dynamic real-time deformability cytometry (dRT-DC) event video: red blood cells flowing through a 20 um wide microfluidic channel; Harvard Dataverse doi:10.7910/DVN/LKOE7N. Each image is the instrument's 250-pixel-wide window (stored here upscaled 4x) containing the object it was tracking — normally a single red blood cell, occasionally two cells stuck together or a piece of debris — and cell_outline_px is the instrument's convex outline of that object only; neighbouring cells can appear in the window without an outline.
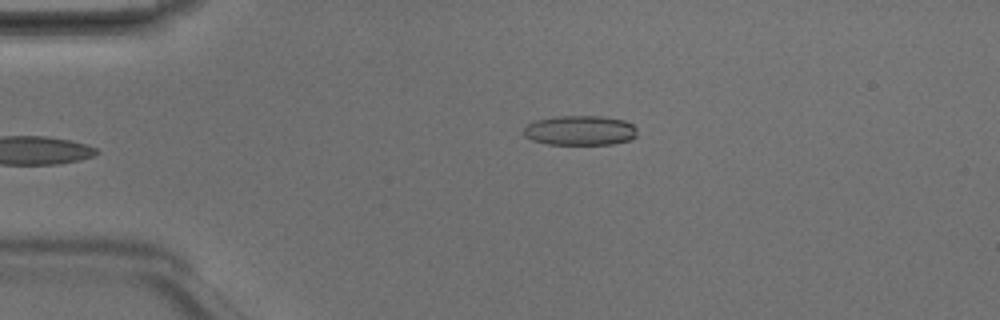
{"species": "Egyptian fruit bat (a non-hibernating species)", "species_latin": "Rousettus aegyptiacus", "temperature_condition": "room temperature", "stored_images_in_passage": 6, "camera_frame_rate_fps": 3000, "um_per_image_px": 0.085, "animal": {"sex": "male"}, "frame": {"image": 1, "passage_image": 6, "time_ms": 1.667, "image_size_px": [1000, 320], "cell_outline_px": [[636, 136], [628, 140], [612, 144], [548, 144], [532, 140], [524, 136], [524, 128], [528, 124], [536, 120], [556, 116], [600, 116], [624, 120], [632, 124], [636, 128]], "centroid_in_image_um": [49.29, 11.08], "position_along_channel_um": 35.7, "area_um2": 19.59}}